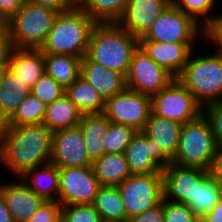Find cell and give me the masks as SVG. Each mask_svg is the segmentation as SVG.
<instances>
[{
  "label": "cell",
  "instance_id": "cell-18",
  "mask_svg": "<svg viewBox=\"0 0 222 222\" xmlns=\"http://www.w3.org/2000/svg\"><path fill=\"white\" fill-rule=\"evenodd\" d=\"M195 44L139 41V47L142 51L175 78L182 72L192 50L196 49Z\"/></svg>",
  "mask_w": 222,
  "mask_h": 222
},
{
  "label": "cell",
  "instance_id": "cell-36",
  "mask_svg": "<svg viewBox=\"0 0 222 222\" xmlns=\"http://www.w3.org/2000/svg\"><path fill=\"white\" fill-rule=\"evenodd\" d=\"M61 222H103L92 204L61 205Z\"/></svg>",
  "mask_w": 222,
  "mask_h": 222
},
{
  "label": "cell",
  "instance_id": "cell-16",
  "mask_svg": "<svg viewBox=\"0 0 222 222\" xmlns=\"http://www.w3.org/2000/svg\"><path fill=\"white\" fill-rule=\"evenodd\" d=\"M3 182H0V193L15 222L28 221L46 201L30 190L20 178L15 180L13 177L11 182Z\"/></svg>",
  "mask_w": 222,
  "mask_h": 222
},
{
  "label": "cell",
  "instance_id": "cell-35",
  "mask_svg": "<svg viewBox=\"0 0 222 222\" xmlns=\"http://www.w3.org/2000/svg\"><path fill=\"white\" fill-rule=\"evenodd\" d=\"M31 94L47 105L61 98L65 94L64 87L52 77L43 74L32 86Z\"/></svg>",
  "mask_w": 222,
  "mask_h": 222
},
{
  "label": "cell",
  "instance_id": "cell-13",
  "mask_svg": "<svg viewBox=\"0 0 222 222\" xmlns=\"http://www.w3.org/2000/svg\"><path fill=\"white\" fill-rule=\"evenodd\" d=\"M124 154L132 174L162 173L171 163L156 141L148 138L143 131L134 134Z\"/></svg>",
  "mask_w": 222,
  "mask_h": 222
},
{
  "label": "cell",
  "instance_id": "cell-27",
  "mask_svg": "<svg viewBox=\"0 0 222 222\" xmlns=\"http://www.w3.org/2000/svg\"><path fill=\"white\" fill-rule=\"evenodd\" d=\"M82 112L64 94L46 106L42 124L50 131L78 126Z\"/></svg>",
  "mask_w": 222,
  "mask_h": 222
},
{
  "label": "cell",
  "instance_id": "cell-7",
  "mask_svg": "<svg viewBox=\"0 0 222 222\" xmlns=\"http://www.w3.org/2000/svg\"><path fill=\"white\" fill-rule=\"evenodd\" d=\"M203 38V27L173 4L152 24L139 41L160 43H197Z\"/></svg>",
  "mask_w": 222,
  "mask_h": 222
},
{
  "label": "cell",
  "instance_id": "cell-1",
  "mask_svg": "<svg viewBox=\"0 0 222 222\" xmlns=\"http://www.w3.org/2000/svg\"><path fill=\"white\" fill-rule=\"evenodd\" d=\"M52 131L43 124L0 125V166L20 178L36 166L50 163Z\"/></svg>",
  "mask_w": 222,
  "mask_h": 222
},
{
  "label": "cell",
  "instance_id": "cell-9",
  "mask_svg": "<svg viewBox=\"0 0 222 222\" xmlns=\"http://www.w3.org/2000/svg\"><path fill=\"white\" fill-rule=\"evenodd\" d=\"M151 109L154 115L180 124L195 120L203 113V107L176 78L151 96Z\"/></svg>",
  "mask_w": 222,
  "mask_h": 222
},
{
  "label": "cell",
  "instance_id": "cell-31",
  "mask_svg": "<svg viewBox=\"0 0 222 222\" xmlns=\"http://www.w3.org/2000/svg\"><path fill=\"white\" fill-rule=\"evenodd\" d=\"M128 0H86L80 7L97 23H117Z\"/></svg>",
  "mask_w": 222,
  "mask_h": 222
},
{
  "label": "cell",
  "instance_id": "cell-34",
  "mask_svg": "<svg viewBox=\"0 0 222 222\" xmlns=\"http://www.w3.org/2000/svg\"><path fill=\"white\" fill-rule=\"evenodd\" d=\"M136 132L137 131L131 126L110 122L103 142L104 154L124 153L127 145Z\"/></svg>",
  "mask_w": 222,
  "mask_h": 222
},
{
  "label": "cell",
  "instance_id": "cell-11",
  "mask_svg": "<svg viewBox=\"0 0 222 222\" xmlns=\"http://www.w3.org/2000/svg\"><path fill=\"white\" fill-rule=\"evenodd\" d=\"M174 79L173 75L155 63L139 46L133 52L126 75V88L151 97Z\"/></svg>",
  "mask_w": 222,
  "mask_h": 222
},
{
  "label": "cell",
  "instance_id": "cell-41",
  "mask_svg": "<svg viewBox=\"0 0 222 222\" xmlns=\"http://www.w3.org/2000/svg\"><path fill=\"white\" fill-rule=\"evenodd\" d=\"M13 48L14 46L6 26L0 25V71H4L8 68Z\"/></svg>",
  "mask_w": 222,
  "mask_h": 222
},
{
  "label": "cell",
  "instance_id": "cell-26",
  "mask_svg": "<svg viewBox=\"0 0 222 222\" xmlns=\"http://www.w3.org/2000/svg\"><path fill=\"white\" fill-rule=\"evenodd\" d=\"M222 197V187L212 178L209 170L196 167L195 202L188 206L201 219Z\"/></svg>",
  "mask_w": 222,
  "mask_h": 222
},
{
  "label": "cell",
  "instance_id": "cell-19",
  "mask_svg": "<svg viewBox=\"0 0 222 222\" xmlns=\"http://www.w3.org/2000/svg\"><path fill=\"white\" fill-rule=\"evenodd\" d=\"M80 76L92 85L104 101L126 88V77L122 73L104 68L86 56L82 58Z\"/></svg>",
  "mask_w": 222,
  "mask_h": 222
},
{
  "label": "cell",
  "instance_id": "cell-47",
  "mask_svg": "<svg viewBox=\"0 0 222 222\" xmlns=\"http://www.w3.org/2000/svg\"><path fill=\"white\" fill-rule=\"evenodd\" d=\"M0 222H15L13 216L9 212L6 202L2 194L0 193Z\"/></svg>",
  "mask_w": 222,
  "mask_h": 222
},
{
  "label": "cell",
  "instance_id": "cell-29",
  "mask_svg": "<svg viewBox=\"0 0 222 222\" xmlns=\"http://www.w3.org/2000/svg\"><path fill=\"white\" fill-rule=\"evenodd\" d=\"M103 222H127L123 200L117 186H101L92 203Z\"/></svg>",
  "mask_w": 222,
  "mask_h": 222
},
{
  "label": "cell",
  "instance_id": "cell-21",
  "mask_svg": "<svg viewBox=\"0 0 222 222\" xmlns=\"http://www.w3.org/2000/svg\"><path fill=\"white\" fill-rule=\"evenodd\" d=\"M20 179L30 190L46 201H58L59 168L53 163L36 166L26 171Z\"/></svg>",
  "mask_w": 222,
  "mask_h": 222
},
{
  "label": "cell",
  "instance_id": "cell-8",
  "mask_svg": "<svg viewBox=\"0 0 222 222\" xmlns=\"http://www.w3.org/2000/svg\"><path fill=\"white\" fill-rule=\"evenodd\" d=\"M117 187L129 219L162 201L163 175L162 173L132 174Z\"/></svg>",
  "mask_w": 222,
  "mask_h": 222
},
{
  "label": "cell",
  "instance_id": "cell-24",
  "mask_svg": "<svg viewBox=\"0 0 222 222\" xmlns=\"http://www.w3.org/2000/svg\"><path fill=\"white\" fill-rule=\"evenodd\" d=\"M30 93L31 89L8 68L3 71L0 83V125L14 115L22 100Z\"/></svg>",
  "mask_w": 222,
  "mask_h": 222
},
{
  "label": "cell",
  "instance_id": "cell-10",
  "mask_svg": "<svg viewBox=\"0 0 222 222\" xmlns=\"http://www.w3.org/2000/svg\"><path fill=\"white\" fill-rule=\"evenodd\" d=\"M151 112L150 96L125 88L105 101L103 114L112 123L142 131Z\"/></svg>",
  "mask_w": 222,
  "mask_h": 222
},
{
  "label": "cell",
  "instance_id": "cell-45",
  "mask_svg": "<svg viewBox=\"0 0 222 222\" xmlns=\"http://www.w3.org/2000/svg\"><path fill=\"white\" fill-rule=\"evenodd\" d=\"M209 172L212 178L222 187V146H217Z\"/></svg>",
  "mask_w": 222,
  "mask_h": 222
},
{
  "label": "cell",
  "instance_id": "cell-3",
  "mask_svg": "<svg viewBox=\"0 0 222 222\" xmlns=\"http://www.w3.org/2000/svg\"><path fill=\"white\" fill-rule=\"evenodd\" d=\"M96 24L97 22L81 7L59 12L39 49L43 54L72 55L84 58L90 34Z\"/></svg>",
  "mask_w": 222,
  "mask_h": 222
},
{
  "label": "cell",
  "instance_id": "cell-37",
  "mask_svg": "<svg viewBox=\"0 0 222 222\" xmlns=\"http://www.w3.org/2000/svg\"><path fill=\"white\" fill-rule=\"evenodd\" d=\"M163 213L164 222H200V218L188 205L172 202L164 198Z\"/></svg>",
  "mask_w": 222,
  "mask_h": 222
},
{
  "label": "cell",
  "instance_id": "cell-6",
  "mask_svg": "<svg viewBox=\"0 0 222 222\" xmlns=\"http://www.w3.org/2000/svg\"><path fill=\"white\" fill-rule=\"evenodd\" d=\"M59 12L25 1L20 10L4 25L16 48H40Z\"/></svg>",
  "mask_w": 222,
  "mask_h": 222
},
{
  "label": "cell",
  "instance_id": "cell-32",
  "mask_svg": "<svg viewBox=\"0 0 222 222\" xmlns=\"http://www.w3.org/2000/svg\"><path fill=\"white\" fill-rule=\"evenodd\" d=\"M46 112V104L31 93L20 103L14 115L5 123L8 126L42 124Z\"/></svg>",
  "mask_w": 222,
  "mask_h": 222
},
{
  "label": "cell",
  "instance_id": "cell-17",
  "mask_svg": "<svg viewBox=\"0 0 222 222\" xmlns=\"http://www.w3.org/2000/svg\"><path fill=\"white\" fill-rule=\"evenodd\" d=\"M162 175L164 199L186 205L195 202L196 167L170 163Z\"/></svg>",
  "mask_w": 222,
  "mask_h": 222
},
{
  "label": "cell",
  "instance_id": "cell-43",
  "mask_svg": "<svg viewBox=\"0 0 222 222\" xmlns=\"http://www.w3.org/2000/svg\"><path fill=\"white\" fill-rule=\"evenodd\" d=\"M24 3L25 0H0V25L8 22Z\"/></svg>",
  "mask_w": 222,
  "mask_h": 222
},
{
  "label": "cell",
  "instance_id": "cell-23",
  "mask_svg": "<svg viewBox=\"0 0 222 222\" xmlns=\"http://www.w3.org/2000/svg\"><path fill=\"white\" fill-rule=\"evenodd\" d=\"M110 121L103 113L83 114L79 121V128L83 134L88 157L91 162L104 154L105 135Z\"/></svg>",
  "mask_w": 222,
  "mask_h": 222
},
{
  "label": "cell",
  "instance_id": "cell-12",
  "mask_svg": "<svg viewBox=\"0 0 222 222\" xmlns=\"http://www.w3.org/2000/svg\"><path fill=\"white\" fill-rule=\"evenodd\" d=\"M61 205L92 204L99 188V180L91 166L59 168Z\"/></svg>",
  "mask_w": 222,
  "mask_h": 222
},
{
  "label": "cell",
  "instance_id": "cell-14",
  "mask_svg": "<svg viewBox=\"0 0 222 222\" xmlns=\"http://www.w3.org/2000/svg\"><path fill=\"white\" fill-rule=\"evenodd\" d=\"M50 162L58 168L91 166L79 126L52 132Z\"/></svg>",
  "mask_w": 222,
  "mask_h": 222
},
{
  "label": "cell",
  "instance_id": "cell-49",
  "mask_svg": "<svg viewBox=\"0 0 222 222\" xmlns=\"http://www.w3.org/2000/svg\"><path fill=\"white\" fill-rule=\"evenodd\" d=\"M2 75H3V71H0V83H1Z\"/></svg>",
  "mask_w": 222,
  "mask_h": 222
},
{
  "label": "cell",
  "instance_id": "cell-4",
  "mask_svg": "<svg viewBox=\"0 0 222 222\" xmlns=\"http://www.w3.org/2000/svg\"><path fill=\"white\" fill-rule=\"evenodd\" d=\"M194 50L197 51L192 50L176 79L202 107L222 101V55L215 52L200 54Z\"/></svg>",
  "mask_w": 222,
  "mask_h": 222
},
{
  "label": "cell",
  "instance_id": "cell-46",
  "mask_svg": "<svg viewBox=\"0 0 222 222\" xmlns=\"http://www.w3.org/2000/svg\"><path fill=\"white\" fill-rule=\"evenodd\" d=\"M200 222H222V197L219 202L200 219Z\"/></svg>",
  "mask_w": 222,
  "mask_h": 222
},
{
  "label": "cell",
  "instance_id": "cell-20",
  "mask_svg": "<svg viewBox=\"0 0 222 222\" xmlns=\"http://www.w3.org/2000/svg\"><path fill=\"white\" fill-rule=\"evenodd\" d=\"M8 69L28 88L45 74L44 54L39 48H13Z\"/></svg>",
  "mask_w": 222,
  "mask_h": 222
},
{
  "label": "cell",
  "instance_id": "cell-22",
  "mask_svg": "<svg viewBox=\"0 0 222 222\" xmlns=\"http://www.w3.org/2000/svg\"><path fill=\"white\" fill-rule=\"evenodd\" d=\"M183 124L154 115L152 112L143 128V133L161 147L172 160L177 152Z\"/></svg>",
  "mask_w": 222,
  "mask_h": 222
},
{
  "label": "cell",
  "instance_id": "cell-2",
  "mask_svg": "<svg viewBox=\"0 0 222 222\" xmlns=\"http://www.w3.org/2000/svg\"><path fill=\"white\" fill-rule=\"evenodd\" d=\"M138 46L139 39L117 23H97L90 34L86 57L126 77Z\"/></svg>",
  "mask_w": 222,
  "mask_h": 222
},
{
  "label": "cell",
  "instance_id": "cell-15",
  "mask_svg": "<svg viewBox=\"0 0 222 222\" xmlns=\"http://www.w3.org/2000/svg\"><path fill=\"white\" fill-rule=\"evenodd\" d=\"M171 4L172 0H128L117 24L139 39Z\"/></svg>",
  "mask_w": 222,
  "mask_h": 222
},
{
  "label": "cell",
  "instance_id": "cell-39",
  "mask_svg": "<svg viewBox=\"0 0 222 222\" xmlns=\"http://www.w3.org/2000/svg\"><path fill=\"white\" fill-rule=\"evenodd\" d=\"M217 14L203 28L202 39L203 41H206V43H209L211 46L214 45V47H216L215 53L222 55V12Z\"/></svg>",
  "mask_w": 222,
  "mask_h": 222
},
{
  "label": "cell",
  "instance_id": "cell-42",
  "mask_svg": "<svg viewBox=\"0 0 222 222\" xmlns=\"http://www.w3.org/2000/svg\"><path fill=\"white\" fill-rule=\"evenodd\" d=\"M127 222H164L163 198L162 201L153 208L130 217Z\"/></svg>",
  "mask_w": 222,
  "mask_h": 222
},
{
  "label": "cell",
  "instance_id": "cell-40",
  "mask_svg": "<svg viewBox=\"0 0 222 222\" xmlns=\"http://www.w3.org/2000/svg\"><path fill=\"white\" fill-rule=\"evenodd\" d=\"M26 222H61V204L58 201H45Z\"/></svg>",
  "mask_w": 222,
  "mask_h": 222
},
{
  "label": "cell",
  "instance_id": "cell-44",
  "mask_svg": "<svg viewBox=\"0 0 222 222\" xmlns=\"http://www.w3.org/2000/svg\"><path fill=\"white\" fill-rule=\"evenodd\" d=\"M29 3L52 8L58 12H65L74 9L76 6L71 0H25Z\"/></svg>",
  "mask_w": 222,
  "mask_h": 222
},
{
  "label": "cell",
  "instance_id": "cell-5",
  "mask_svg": "<svg viewBox=\"0 0 222 222\" xmlns=\"http://www.w3.org/2000/svg\"><path fill=\"white\" fill-rule=\"evenodd\" d=\"M216 148L211 125L202 113L182 125L177 152L171 163L209 170Z\"/></svg>",
  "mask_w": 222,
  "mask_h": 222
},
{
  "label": "cell",
  "instance_id": "cell-33",
  "mask_svg": "<svg viewBox=\"0 0 222 222\" xmlns=\"http://www.w3.org/2000/svg\"><path fill=\"white\" fill-rule=\"evenodd\" d=\"M218 0H172V4L191 16L203 28L216 16L212 11L216 9Z\"/></svg>",
  "mask_w": 222,
  "mask_h": 222
},
{
  "label": "cell",
  "instance_id": "cell-48",
  "mask_svg": "<svg viewBox=\"0 0 222 222\" xmlns=\"http://www.w3.org/2000/svg\"><path fill=\"white\" fill-rule=\"evenodd\" d=\"M76 7H80L86 0H71Z\"/></svg>",
  "mask_w": 222,
  "mask_h": 222
},
{
  "label": "cell",
  "instance_id": "cell-30",
  "mask_svg": "<svg viewBox=\"0 0 222 222\" xmlns=\"http://www.w3.org/2000/svg\"><path fill=\"white\" fill-rule=\"evenodd\" d=\"M65 95L82 114L103 113L105 101L81 76L65 89Z\"/></svg>",
  "mask_w": 222,
  "mask_h": 222
},
{
  "label": "cell",
  "instance_id": "cell-25",
  "mask_svg": "<svg viewBox=\"0 0 222 222\" xmlns=\"http://www.w3.org/2000/svg\"><path fill=\"white\" fill-rule=\"evenodd\" d=\"M91 167L101 186H118L132 175L124 153H105Z\"/></svg>",
  "mask_w": 222,
  "mask_h": 222
},
{
  "label": "cell",
  "instance_id": "cell-38",
  "mask_svg": "<svg viewBox=\"0 0 222 222\" xmlns=\"http://www.w3.org/2000/svg\"><path fill=\"white\" fill-rule=\"evenodd\" d=\"M203 115L211 125L217 146H222V101L205 105Z\"/></svg>",
  "mask_w": 222,
  "mask_h": 222
},
{
  "label": "cell",
  "instance_id": "cell-28",
  "mask_svg": "<svg viewBox=\"0 0 222 222\" xmlns=\"http://www.w3.org/2000/svg\"><path fill=\"white\" fill-rule=\"evenodd\" d=\"M81 62L82 58L72 55L44 54L45 74L66 89L80 77Z\"/></svg>",
  "mask_w": 222,
  "mask_h": 222
}]
</instances>
